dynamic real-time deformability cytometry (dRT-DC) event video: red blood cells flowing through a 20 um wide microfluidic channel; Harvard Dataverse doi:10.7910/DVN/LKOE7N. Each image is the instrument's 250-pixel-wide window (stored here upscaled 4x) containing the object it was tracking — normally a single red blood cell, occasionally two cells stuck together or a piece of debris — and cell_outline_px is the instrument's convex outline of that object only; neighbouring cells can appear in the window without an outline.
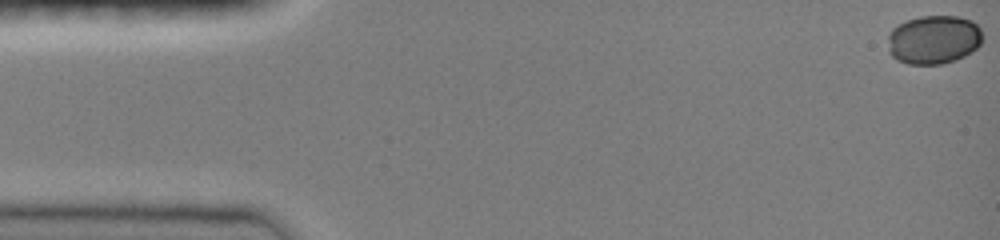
{"species": "common noctule bat (a hibernating species)", "species_latin": "Nyctalus noctula", "temperature_condition": "room temperature", "stored_images_in_passage": 39, "camera_frame_rate_fps": 3000, "um_per_image_px": 0.085, "animal": {"sex": "female", "body_mass_g": 19.0, "forearm_length_mm": 51.5}, "frame": {"image": 1, "passage_image": 1, "time_ms": 0.0, "image_size_px": [1000, 240], "cell_outline_px": [[984, 36], [980, 44], [976, 48], [964, 56], [956, 60], [940, 64], [908, 64], [896, 60], [888, 52], [888, 32], [892, 28], [908, 20], [920, 16], [956, 16], [972, 20], [980, 28]], "centroid_in_image_um": [79.36, 3.37], "position_along_channel_um": 5.6, "area_um2": 27.17}}
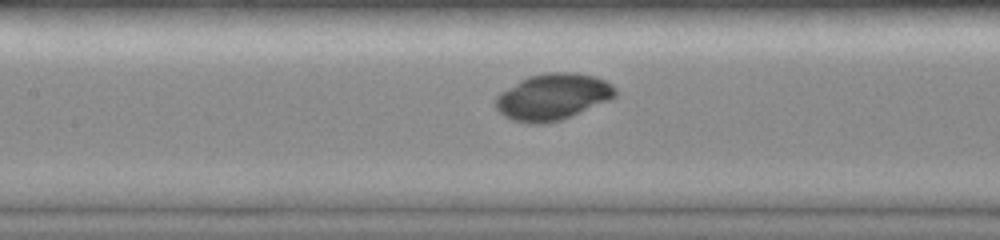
{"frame": {"image": 2, "passage_image": 22, "time_ms": 7.0, "image_size_px": [1000, 240], "cell_outline_px": [[616, 96], [608, 100], [560, 120], [544, 124], [528, 124], [512, 120], [504, 116], [496, 108], [496, 96], [500, 92], [520, 80], [528, 76], [548, 72], [576, 72], [596, 76], [612, 84], [616, 88]], "centroid_in_image_um": [46.97, 8.22], "position_along_channel_um": 160.4, "area_um2": 32.31}}
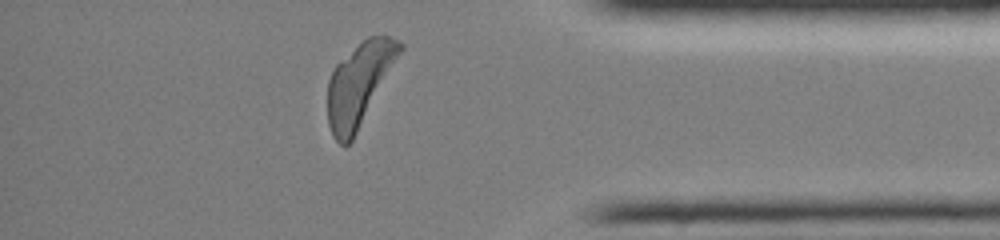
{"frame": {"image": 3, "passage_image": 38, "time_ms": 12.333, "image_size_px": [1000, 240], "cell_outline_px": [[404, 48], [352, 140], [348, 144], [340, 144], [332, 136], [328, 124], [328, 80], [336, 64], [340, 60], [368, 36], [388, 36], [404, 44]], "centroid_in_image_um": [30.53, 7.14], "position_along_channel_um": 404.7, "area_um2": 34.1}}